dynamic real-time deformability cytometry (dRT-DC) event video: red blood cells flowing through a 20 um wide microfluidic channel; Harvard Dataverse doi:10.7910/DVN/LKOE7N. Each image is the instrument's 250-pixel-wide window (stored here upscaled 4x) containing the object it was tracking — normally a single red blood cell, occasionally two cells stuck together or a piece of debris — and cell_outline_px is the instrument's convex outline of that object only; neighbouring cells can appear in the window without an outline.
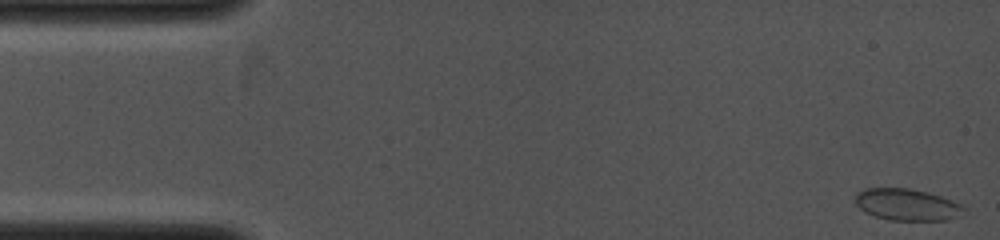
{"species": "common noctule bat (a hibernating species)", "species_latin": "Nyctalus noctula", "temperature_condition": "cold", "stored_images_in_passage": 11, "camera_frame_rate_fps": 4000, "um_per_image_px": 0.085, "animal": {"sex": "female", "body_mass_g": 19.0, "forearm_length_mm": 53.3}, "frame": {"image": 1, "passage_image": 1, "time_ms": 0.0, "image_size_px": [1000, 240], "cell_outline_px": [[968, 208], [960, 216], [948, 220], [888, 220], [864, 212], [856, 204], [856, 192], [864, 188], [908, 188], [928, 192], [952, 200]], "centroid_in_image_um": [77.12, 17.39], "position_along_channel_um": 7.9, "area_um2": 20.23}}
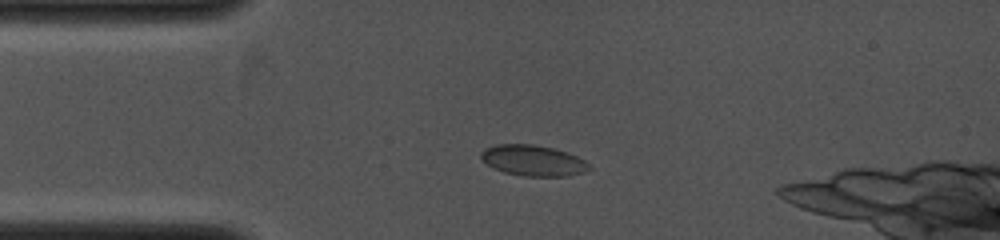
{"frame": {"image": 2, "passage_image": 10, "time_ms": 2.75, "image_size_px": [1000, 240], "cell_outline_px": [[592, 168], [584, 172], [568, 176], [524, 176], [504, 172], [492, 168], [480, 156], [480, 152], [484, 148], [496, 144], [532, 144], [552, 148], [568, 152], [584, 160]], "centroid_in_image_um": [45.31, 13.64], "position_along_channel_um": 39.7, "area_um2": 19.42}}